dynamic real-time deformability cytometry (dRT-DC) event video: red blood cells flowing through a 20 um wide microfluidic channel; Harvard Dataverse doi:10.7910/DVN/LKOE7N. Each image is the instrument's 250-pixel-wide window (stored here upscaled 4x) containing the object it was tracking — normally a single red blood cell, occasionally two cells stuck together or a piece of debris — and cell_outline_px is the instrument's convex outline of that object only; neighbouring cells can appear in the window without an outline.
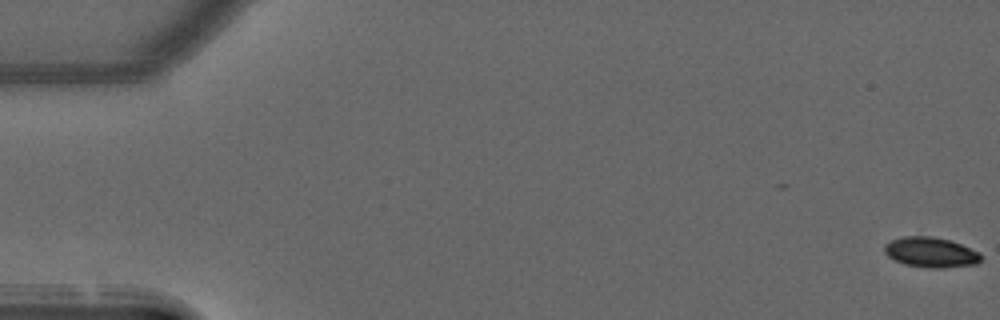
{"species": "common noctule bat (a hibernating species)", "species_latin": "Nyctalus noctula", "temperature_condition": "warm", "stored_images_in_passage": 45, "camera_frame_rate_fps": 3000, "um_per_image_px": 0.085, "animal": {"sex": "male", "forearm_length_mm": 52.5}, "frame": {"image": 1, "passage_image": 1, "time_ms": 0.0, "image_size_px": [1000, 320], "cell_outline_px": [[980, 260], [976, 264], [944, 268], [932, 268], [904, 264], [888, 256], [884, 252], [884, 244], [892, 240], [904, 236], [932, 236], [952, 240], [980, 252]], "centroid_in_image_um": [79.12, 21.43], "position_along_channel_um": 5.9, "area_um2": 16.99}}
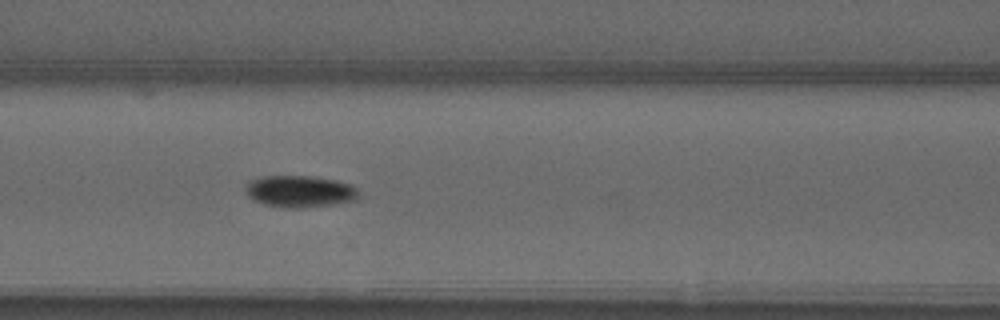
{"frame": {"image": 2, "passage_image": 23, "time_ms": 7.333, "image_size_px": [1000, 320], "cell_outline_px": [[356, 200], [332, 204], [300, 208], [284, 208], [264, 204], [248, 196], [244, 188], [244, 184], [252, 180], [264, 176], [312, 176], [336, 180], [352, 184], [356, 188]], "centroid_in_image_um": [25.45, 16.26], "position_along_channel_um": 141.1, "area_um2": 20.87}}
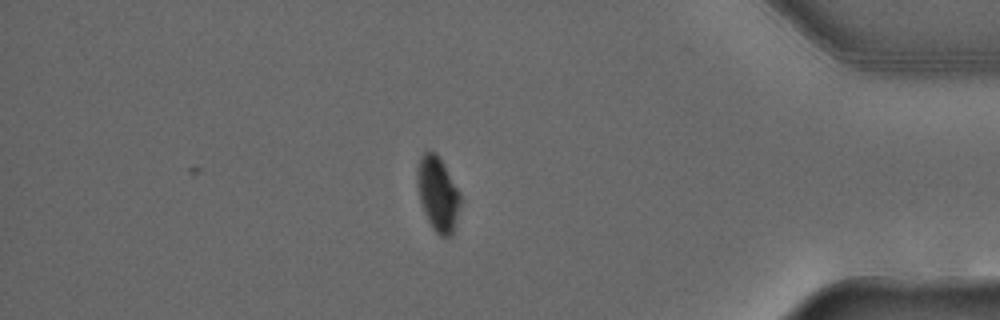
{"frame": {"image": 3, "passage_image": 45, "time_ms": 14.667, "image_size_px": [1000, 320], "cell_outline_px": [[460, 204], [452, 236], [440, 236], [432, 228], [424, 212], [420, 200], [416, 184], [416, 168], [424, 152], [432, 152], [440, 160], [460, 192]], "centroid_in_image_um": [37.19, 16.52], "position_along_channel_um": 398.0, "area_um2": 18.32}}